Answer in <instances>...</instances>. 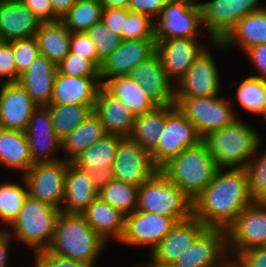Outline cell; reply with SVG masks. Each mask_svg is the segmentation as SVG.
I'll return each instance as SVG.
<instances>
[{"label":"cell","mask_w":266,"mask_h":267,"mask_svg":"<svg viewBox=\"0 0 266 267\" xmlns=\"http://www.w3.org/2000/svg\"><path fill=\"white\" fill-rule=\"evenodd\" d=\"M35 37L40 54L57 66L70 52L71 31L60 20L42 22Z\"/></svg>","instance_id":"32"},{"label":"cell","mask_w":266,"mask_h":267,"mask_svg":"<svg viewBox=\"0 0 266 267\" xmlns=\"http://www.w3.org/2000/svg\"><path fill=\"white\" fill-rule=\"evenodd\" d=\"M100 77H72L57 71L51 104L90 105L93 109Z\"/></svg>","instance_id":"23"},{"label":"cell","mask_w":266,"mask_h":267,"mask_svg":"<svg viewBox=\"0 0 266 267\" xmlns=\"http://www.w3.org/2000/svg\"><path fill=\"white\" fill-rule=\"evenodd\" d=\"M103 86L121 100L134 116L146 113L157 106L146 95L141 85L129 75L112 77Z\"/></svg>","instance_id":"34"},{"label":"cell","mask_w":266,"mask_h":267,"mask_svg":"<svg viewBox=\"0 0 266 267\" xmlns=\"http://www.w3.org/2000/svg\"><path fill=\"white\" fill-rule=\"evenodd\" d=\"M41 23L20 0H0V36L5 42L34 37Z\"/></svg>","instance_id":"22"},{"label":"cell","mask_w":266,"mask_h":267,"mask_svg":"<svg viewBox=\"0 0 266 267\" xmlns=\"http://www.w3.org/2000/svg\"><path fill=\"white\" fill-rule=\"evenodd\" d=\"M34 257V267H93L87 263L57 256L50 253L47 249L35 252Z\"/></svg>","instance_id":"48"},{"label":"cell","mask_w":266,"mask_h":267,"mask_svg":"<svg viewBox=\"0 0 266 267\" xmlns=\"http://www.w3.org/2000/svg\"><path fill=\"white\" fill-rule=\"evenodd\" d=\"M17 82V67L10 42L0 46V83Z\"/></svg>","instance_id":"47"},{"label":"cell","mask_w":266,"mask_h":267,"mask_svg":"<svg viewBox=\"0 0 266 267\" xmlns=\"http://www.w3.org/2000/svg\"><path fill=\"white\" fill-rule=\"evenodd\" d=\"M105 245L106 241L89 226L82 214L61 211L47 250L57 256L95 267L94 263Z\"/></svg>","instance_id":"2"},{"label":"cell","mask_w":266,"mask_h":267,"mask_svg":"<svg viewBox=\"0 0 266 267\" xmlns=\"http://www.w3.org/2000/svg\"><path fill=\"white\" fill-rule=\"evenodd\" d=\"M94 187L100 191L114 179L112 168H100L89 171Z\"/></svg>","instance_id":"54"},{"label":"cell","mask_w":266,"mask_h":267,"mask_svg":"<svg viewBox=\"0 0 266 267\" xmlns=\"http://www.w3.org/2000/svg\"><path fill=\"white\" fill-rule=\"evenodd\" d=\"M140 265H141V264H139L138 267H161V266H156V265L150 264L149 262L146 263V265H142V266H140ZM169 267H170V266H169Z\"/></svg>","instance_id":"59"},{"label":"cell","mask_w":266,"mask_h":267,"mask_svg":"<svg viewBox=\"0 0 266 267\" xmlns=\"http://www.w3.org/2000/svg\"><path fill=\"white\" fill-rule=\"evenodd\" d=\"M225 170L219 168L212 181L192 201V215L207 228L227 230L244 208L254 202L245 169Z\"/></svg>","instance_id":"1"},{"label":"cell","mask_w":266,"mask_h":267,"mask_svg":"<svg viewBox=\"0 0 266 267\" xmlns=\"http://www.w3.org/2000/svg\"><path fill=\"white\" fill-rule=\"evenodd\" d=\"M98 196L115 209L128 215L137 208L138 186L113 179L98 191Z\"/></svg>","instance_id":"39"},{"label":"cell","mask_w":266,"mask_h":267,"mask_svg":"<svg viewBox=\"0 0 266 267\" xmlns=\"http://www.w3.org/2000/svg\"><path fill=\"white\" fill-rule=\"evenodd\" d=\"M64 185L61 207L64 213L81 214L98 197V190L93 185L89 171L82 170L73 162L67 165Z\"/></svg>","instance_id":"27"},{"label":"cell","mask_w":266,"mask_h":267,"mask_svg":"<svg viewBox=\"0 0 266 267\" xmlns=\"http://www.w3.org/2000/svg\"><path fill=\"white\" fill-rule=\"evenodd\" d=\"M237 2V22L247 14L266 8L259 5L260 0H236Z\"/></svg>","instance_id":"55"},{"label":"cell","mask_w":266,"mask_h":267,"mask_svg":"<svg viewBox=\"0 0 266 267\" xmlns=\"http://www.w3.org/2000/svg\"><path fill=\"white\" fill-rule=\"evenodd\" d=\"M4 40L3 38L0 36V46L3 44Z\"/></svg>","instance_id":"61"},{"label":"cell","mask_w":266,"mask_h":267,"mask_svg":"<svg viewBox=\"0 0 266 267\" xmlns=\"http://www.w3.org/2000/svg\"><path fill=\"white\" fill-rule=\"evenodd\" d=\"M85 33L95 44L97 57L101 62L112 54L121 45L123 40L112 30H109L102 20L94 24Z\"/></svg>","instance_id":"42"},{"label":"cell","mask_w":266,"mask_h":267,"mask_svg":"<svg viewBox=\"0 0 266 267\" xmlns=\"http://www.w3.org/2000/svg\"><path fill=\"white\" fill-rule=\"evenodd\" d=\"M136 210L168 216L179 222L192 216V200L159 170L138 187Z\"/></svg>","instance_id":"6"},{"label":"cell","mask_w":266,"mask_h":267,"mask_svg":"<svg viewBox=\"0 0 266 267\" xmlns=\"http://www.w3.org/2000/svg\"><path fill=\"white\" fill-rule=\"evenodd\" d=\"M57 71V65L40 54L20 75L18 83L37 106H48L51 104Z\"/></svg>","instance_id":"25"},{"label":"cell","mask_w":266,"mask_h":267,"mask_svg":"<svg viewBox=\"0 0 266 267\" xmlns=\"http://www.w3.org/2000/svg\"><path fill=\"white\" fill-rule=\"evenodd\" d=\"M228 254L227 230L206 228L170 267H230Z\"/></svg>","instance_id":"12"},{"label":"cell","mask_w":266,"mask_h":267,"mask_svg":"<svg viewBox=\"0 0 266 267\" xmlns=\"http://www.w3.org/2000/svg\"><path fill=\"white\" fill-rule=\"evenodd\" d=\"M233 267H266V247H256L240 252L231 259Z\"/></svg>","instance_id":"49"},{"label":"cell","mask_w":266,"mask_h":267,"mask_svg":"<svg viewBox=\"0 0 266 267\" xmlns=\"http://www.w3.org/2000/svg\"><path fill=\"white\" fill-rule=\"evenodd\" d=\"M123 137L107 134L85 149L73 163L85 171L100 168H112L116 152Z\"/></svg>","instance_id":"35"},{"label":"cell","mask_w":266,"mask_h":267,"mask_svg":"<svg viewBox=\"0 0 266 267\" xmlns=\"http://www.w3.org/2000/svg\"><path fill=\"white\" fill-rule=\"evenodd\" d=\"M235 94L240 107L260 115L266 105V80L249 76L239 84Z\"/></svg>","instance_id":"40"},{"label":"cell","mask_w":266,"mask_h":267,"mask_svg":"<svg viewBox=\"0 0 266 267\" xmlns=\"http://www.w3.org/2000/svg\"><path fill=\"white\" fill-rule=\"evenodd\" d=\"M210 43L221 50L237 45L244 53L250 47L266 43V8L247 14L221 40Z\"/></svg>","instance_id":"26"},{"label":"cell","mask_w":266,"mask_h":267,"mask_svg":"<svg viewBox=\"0 0 266 267\" xmlns=\"http://www.w3.org/2000/svg\"><path fill=\"white\" fill-rule=\"evenodd\" d=\"M93 112L99 117L107 134L130 137L135 116L103 85L98 90Z\"/></svg>","instance_id":"24"},{"label":"cell","mask_w":266,"mask_h":267,"mask_svg":"<svg viewBox=\"0 0 266 267\" xmlns=\"http://www.w3.org/2000/svg\"><path fill=\"white\" fill-rule=\"evenodd\" d=\"M259 133L236 119L203 138L219 168H245L261 145Z\"/></svg>","instance_id":"3"},{"label":"cell","mask_w":266,"mask_h":267,"mask_svg":"<svg viewBox=\"0 0 266 267\" xmlns=\"http://www.w3.org/2000/svg\"><path fill=\"white\" fill-rule=\"evenodd\" d=\"M12 240V237L9 231L5 228L0 229V267H7L8 265V253H9V245Z\"/></svg>","instance_id":"56"},{"label":"cell","mask_w":266,"mask_h":267,"mask_svg":"<svg viewBox=\"0 0 266 267\" xmlns=\"http://www.w3.org/2000/svg\"><path fill=\"white\" fill-rule=\"evenodd\" d=\"M202 25L206 27L210 40H221L237 23L236 0H212L199 3Z\"/></svg>","instance_id":"30"},{"label":"cell","mask_w":266,"mask_h":267,"mask_svg":"<svg viewBox=\"0 0 266 267\" xmlns=\"http://www.w3.org/2000/svg\"><path fill=\"white\" fill-rule=\"evenodd\" d=\"M245 54H247L255 69L259 71V75L253 76L266 80V43L250 47Z\"/></svg>","instance_id":"53"},{"label":"cell","mask_w":266,"mask_h":267,"mask_svg":"<svg viewBox=\"0 0 266 267\" xmlns=\"http://www.w3.org/2000/svg\"><path fill=\"white\" fill-rule=\"evenodd\" d=\"M126 16L127 9L125 8H103L101 20L109 30L123 39Z\"/></svg>","instance_id":"50"},{"label":"cell","mask_w":266,"mask_h":267,"mask_svg":"<svg viewBox=\"0 0 266 267\" xmlns=\"http://www.w3.org/2000/svg\"><path fill=\"white\" fill-rule=\"evenodd\" d=\"M219 167L202 141L199 145L183 150L160 171L192 201L212 181Z\"/></svg>","instance_id":"4"},{"label":"cell","mask_w":266,"mask_h":267,"mask_svg":"<svg viewBox=\"0 0 266 267\" xmlns=\"http://www.w3.org/2000/svg\"><path fill=\"white\" fill-rule=\"evenodd\" d=\"M68 161L37 162L22 175L29 196L61 210Z\"/></svg>","instance_id":"10"},{"label":"cell","mask_w":266,"mask_h":267,"mask_svg":"<svg viewBox=\"0 0 266 267\" xmlns=\"http://www.w3.org/2000/svg\"><path fill=\"white\" fill-rule=\"evenodd\" d=\"M141 39H155V21L146 14L127 9L123 40Z\"/></svg>","instance_id":"43"},{"label":"cell","mask_w":266,"mask_h":267,"mask_svg":"<svg viewBox=\"0 0 266 267\" xmlns=\"http://www.w3.org/2000/svg\"><path fill=\"white\" fill-rule=\"evenodd\" d=\"M89 226L97 232L104 241L110 237L120 241L125 228V214L115 209L99 196L81 213Z\"/></svg>","instance_id":"28"},{"label":"cell","mask_w":266,"mask_h":267,"mask_svg":"<svg viewBox=\"0 0 266 267\" xmlns=\"http://www.w3.org/2000/svg\"><path fill=\"white\" fill-rule=\"evenodd\" d=\"M57 70L72 77H100L99 68L91 60L72 52L59 63Z\"/></svg>","instance_id":"45"},{"label":"cell","mask_w":266,"mask_h":267,"mask_svg":"<svg viewBox=\"0 0 266 267\" xmlns=\"http://www.w3.org/2000/svg\"><path fill=\"white\" fill-rule=\"evenodd\" d=\"M129 76L141 85L146 95L157 106L175 105V86L165 73L156 52L136 66Z\"/></svg>","instance_id":"20"},{"label":"cell","mask_w":266,"mask_h":267,"mask_svg":"<svg viewBox=\"0 0 266 267\" xmlns=\"http://www.w3.org/2000/svg\"><path fill=\"white\" fill-rule=\"evenodd\" d=\"M102 8H125L128 9L130 0H101Z\"/></svg>","instance_id":"58"},{"label":"cell","mask_w":266,"mask_h":267,"mask_svg":"<svg viewBox=\"0 0 266 267\" xmlns=\"http://www.w3.org/2000/svg\"><path fill=\"white\" fill-rule=\"evenodd\" d=\"M20 178L25 187L15 182L0 184V222L8 227L18 217L29 196L26 181L22 175Z\"/></svg>","instance_id":"38"},{"label":"cell","mask_w":266,"mask_h":267,"mask_svg":"<svg viewBox=\"0 0 266 267\" xmlns=\"http://www.w3.org/2000/svg\"><path fill=\"white\" fill-rule=\"evenodd\" d=\"M208 48L201 52L184 76L174 84L175 98L220 95L219 71Z\"/></svg>","instance_id":"14"},{"label":"cell","mask_w":266,"mask_h":267,"mask_svg":"<svg viewBox=\"0 0 266 267\" xmlns=\"http://www.w3.org/2000/svg\"><path fill=\"white\" fill-rule=\"evenodd\" d=\"M13 47V53L17 67V82L22 75L31 66L34 60L40 55L36 37L25 39H16L10 42Z\"/></svg>","instance_id":"44"},{"label":"cell","mask_w":266,"mask_h":267,"mask_svg":"<svg viewBox=\"0 0 266 267\" xmlns=\"http://www.w3.org/2000/svg\"><path fill=\"white\" fill-rule=\"evenodd\" d=\"M55 15L60 19L63 17L76 3L77 0H50Z\"/></svg>","instance_id":"57"},{"label":"cell","mask_w":266,"mask_h":267,"mask_svg":"<svg viewBox=\"0 0 266 267\" xmlns=\"http://www.w3.org/2000/svg\"><path fill=\"white\" fill-rule=\"evenodd\" d=\"M70 52L91 60L98 68L101 66L95 44L85 32H71Z\"/></svg>","instance_id":"46"},{"label":"cell","mask_w":266,"mask_h":267,"mask_svg":"<svg viewBox=\"0 0 266 267\" xmlns=\"http://www.w3.org/2000/svg\"><path fill=\"white\" fill-rule=\"evenodd\" d=\"M30 9L41 22H54L60 20L53 10L50 0H20Z\"/></svg>","instance_id":"52"},{"label":"cell","mask_w":266,"mask_h":267,"mask_svg":"<svg viewBox=\"0 0 266 267\" xmlns=\"http://www.w3.org/2000/svg\"><path fill=\"white\" fill-rule=\"evenodd\" d=\"M201 24L202 11L199 2L171 0L155 20V39L198 38Z\"/></svg>","instance_id":"9"},{"label":"cell","mask_w":266,"mask_h":267,"mask_svg":"<svg viewBox=\"0 0 266 267\" xmlns=\"http://www.w3.org/2000/svg\"><path fill=\"white\" fill-rule=\"evenodd\" d=\"M155 52V39L122 40L121 45L101 63V85L112 77L130 75L136 66Z\"/></svg>","instance_id":"18"},{"label":"cell","mask_w":266,"mask_h":267,"mask_svg":"<svg viewBox=\"0 0 266 267\" xmlns=\"http://www.w3.org/2000/svg\"><path fill=\"white\" fill-rule=\"evenodd\" d=\"M61 210L28 196L18 217L12 222L11 237L33 249L46 250L53 239L57 217Z\"/></svg>","instance_id":"5"},{"label":"cell","mask_w":266,"mask_h":267,"mask_svg":"<svg viewBox=\"0 0 266 267\" xmlns=\"http://www.w3.org/2000/svg\"><path fill=\"white\" fill-rule=\"evenodd\" d=\"M175 105L196 127L202 138L239 118L234 113L231 103L220 95L175 98Z\"/></svg>","instance_id":"7"},{"label":"cell","mask_w":266,"mask_h":267,"mask_svg":"<svg viewBox=\"0 0 266 267\" xmlns=\"http://www.w3.org/2000/svg\"><path fill=\"white\" fill-rule=\"evenodd\" d=\"M255 156L245 166L248 176L249 192L254 202H266V150ZM258 156V157H257Z\"/></svg>","instance_id":"41"},{"label":"cell","mask_w":266,"mask_h":267,"mask_svg":"<svg viewBox=\"0 0 266 267\" xmlns=\"http://www.w3.org/2000/svg\"><path fill=\"white\" fill-rule=\"evenodd\" d=\"M171 0H130L129 11L150 16L154 21L160 15L162 8Z\"/></svg>","instance_id":"51"},{"label":"cell","mask_w":266,"mask_h":267,"mask_svg":"<svg viewBox=\"0 0 266 267\" xmlns=\"http://www.w3.org/2000/svg\"><path fill=\"white\" fill-rule=\"evenodd\" d=\"M115 180L140 186L159 169L154 165L152 156L139 143L130 137L120 140L112 166Z\"/></svg>","instance_id":"13"},{"label":"cell","mask_w":266,"mask_h":267,"mask_svg":"<svg viewBox=\"0 0 266 267\" xmlns=\"http://www.w3.org/2000/svg\"><path fill=\"white\" fill-rule=\"evenodd\" d=\"M206 228L193 215L176 222L165 238L151 251L149 263L161 267L172 266Z\"/></svg>","instance_id":"16"},{"label":"cell","mask_w":266,"mask_h":267,"mask_svg":"<svg viewBox=\"0 0 266 267\" xmlns=\"http://www.w3.org/2000/svg\"><path fill=\"white\" fill-rule=\"evenodd\" d=\"M156 53L167 76L176 84L206 48L197 38L155 39Z\"/></svg>","instance_id":"19"},{"label":"cell","mask_w":266,"mask_h":267,"mask_svg":"<svg viewBox=\"0 0 266 267\" xmlns=\"http://www.w3.org/2000/svg\"><path fill=\"white\" fill-rule=\"evenodd\" d=\"M175 107L176 105L156 106L146 113L135 116L130 138L152 154L159 144L166 116Z\"/></svg>","instance_id":"29"},{"label":"cell","mask_w":266,"mask_h":267,"mask_svg":"<svg viewBox=\"0 0 266 267\" xmlns=\"http://www.w3.org/2000/svg\"><path fill=\"white\" fill-rule=\"evenodd\" d=\"M0 164L22 175L34 164L25 132L0 127Z\"/></svg>","instance_id":"31"},{"label":"cell","mask_w":266,"mask_h":267,"mask_svg":"<svg viewBox=\"0 0 266 267\" xmlns=\"http://www.w3.org/2000/svg\"><path fill=\"white\" fill-rule=\"evenodd\" d=\"M227 242L232 258L248 249L266 247V202H253L244 208L227 229Z\"/></svg>","instance_id":"11"},{"label":"cell","mask_w":266,"mask_h":267,"mask_svg":"<svg viewBox=\"0 0 266 267\" xmlns=\"http://www.w3.org/2000/svg\"><path fill=\"white\" fill-rule=\"evenodd\" d=\"M25 134L33 163L60 160L54 157V153L61 150V140L54 131L51 113L47 106H37L34 109Z\"/></svg>","instance_id":"17"},{"label":"cell","mask_w":266,"mask_h":267,"mask_svg":"<svg viewBox=\"0 0 266 267\" xmlns=\"http://www.w3.org/2000/svg\"><path fill=\"white\" fill-rule=\"evenodd\" d=\"M157 149L151 154L160 170L183 150L199 145L203 138L177 106L166 116Z\"/></svg>","instance_id":"8"},{"label":"cell","mask_w":266,"mask_h":267,"mask_svg":"<svg viewBox=\"0 0 266 267\" xmlns=\"http://www.w3.org/2000/svg\"><path fill=\"white\" fill-rule=\"evenodd\" d=\"M106 135L104 125L93 112L72 133L61 140V150L67 154L65 160L73 162L85 149Z\"/></svg>","instance_id":"33"},{"label":"cell","mask_w":266,"mask_h":267,"mask_svg":"<svg viewBox=\"0 0 266 267\" xmlns=\"http://www.w3.org/2000/svg\"><path fill=\"white\" fill-rule=\"evenodd\" d=\"M174 218L135 210L125 216L124 233L119 241L127 245L148 246L152 251L176 224Z\"/></svg>","instance_id":"15"},{"label":"cell","mask_w":266,"mask_h":267,"mask_svg":"<svg viewBox=\"0 0 266 267\" xmlns=\"http://www.w3.org/2000/svg\"><path fill=\"white\" fill-rule=\"evenodd\" d=\"M37 105L18 83H0V127L25 132Z\"/></svg>","instance_id":"21"},{"label":"cell","mask_w":266,"mask_h":267,"mask_svg":"<svg viewBox=\"0 0 266 267\" xmlns=\"http://www.w3.org/2000/svg\"><path fill=\"white\" fill-rule=\"evenodd\" d=\"M102 5L90 0H77L72 8L60 18L71 32H86L101 21Z\"/></svg>","instance_id":"37"},{"label":"cell","mask_w":266,"mask_h":267,"mask_svg":"<svg viewBox=\"0 0 266 267\" xmlns=\"http://www.w3.org/2000/svg\"><path fill=\"white\" fill-rule=\"evenodd\" d=\"M260 115H261V116L263 115V117H264L265 120H266V105H265V107H264L263 112H262Z\"/></svg>","instance_id":"60"},{"label":"cell","mask_w":266,"mask_h":267,"mask_svg":"<svg viewBox=\"0 0 266 267\" xmlns=\"http://www.w3.org/2000/svg\"><path fill=\"white\" fill-rule=\"evenodd\" d=\"M47 107L51 113L54 131L60 140L72 133L93 113L90 105L50 104Z\"/></svg>","instance_id":"36"}]
</instances>
